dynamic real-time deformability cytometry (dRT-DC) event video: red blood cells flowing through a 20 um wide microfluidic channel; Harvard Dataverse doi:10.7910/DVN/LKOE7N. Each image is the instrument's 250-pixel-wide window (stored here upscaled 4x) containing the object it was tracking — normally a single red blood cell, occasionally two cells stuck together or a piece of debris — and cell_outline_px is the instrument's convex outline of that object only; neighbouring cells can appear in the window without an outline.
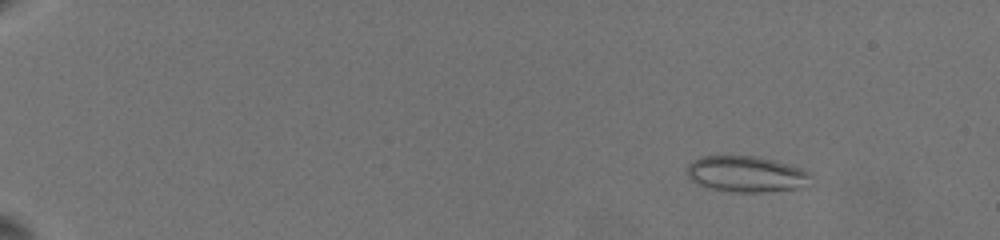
{"species": "common noctule bat (a hibernating species)", "species_latin": "Nyctalus noctula", "temperature_condition": "warm", "stored_images_in_passage": 42, "camera_frame_rate_fps": 3000, "um_per_image_px": 0.085, "animal": {"sex": "female", "body_mass_g": 19.5, "forearm_length_mm": 54.1}, "frame": {"image": 1, "passage_image": 4, "time_ms": 1.667, "image_size_px": [1000, 240], "cell_outline_px": [[812, 172], [796, 188], [760, 192], [732, 192], [708, 188], [696, 184], [684, 172], [688, 164], [692, 160], [700, 156], [752, 156], [772, 160], [788, 164]], "centroid_in_image_um": [63.27, 14.78], "position_along_channel_um": 21.7, "area_um2": 25.61}}
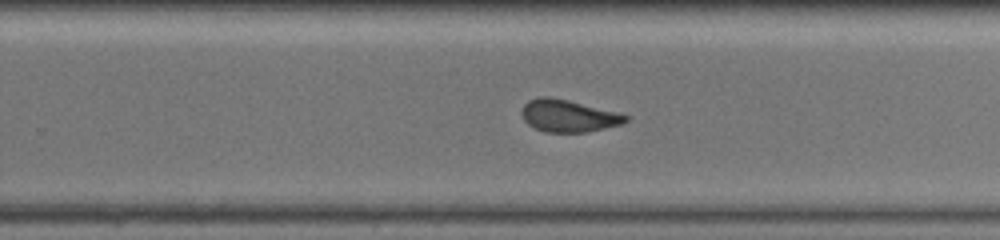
{"frame": {"image": 2, "passage_image": 27, "time_ms": 13.333, "image_size_px": [1000, 240], "cell_outline_px": [[628, 120], [620, 124], [588, 132], [544, 132], [528, 124], [524, 120], [520, 112], [524, 104], [528, 100], [540, 96], [548, 96], [568, 100], [616, 112], [628, 116]], "centroid_in_image_um": [48.26, 9.84], "position_along_channel_um": 281.5, "area_um2": 19.36}}
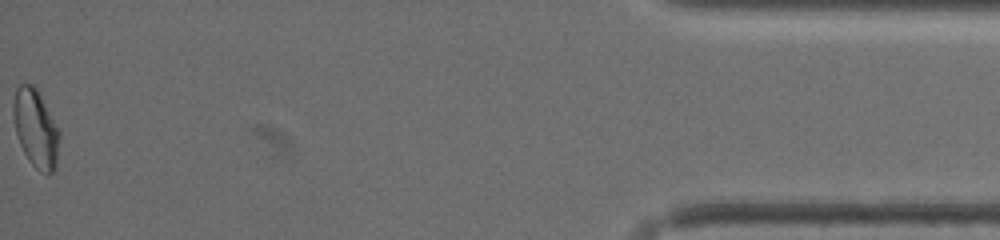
{"frame": {"image": 3, "passage_image": 42, "time_ms": 19.667, "image_size_px": [1000, 240], "cell_outline_px": [[60, 136], [56, 168], [48, 176], [40, 172], [28, 160], [20, 144], [16, 132], [12, 116], [12, 104], [16, 88], [20, 84], [32, 84], [36, 88], [60, 132]], "centroid_in_image_um": [3.03, 10.95], "position_along_channel_um": 432.2, "area_um2": 21.04}, "authors_computed_cell_mechanics": {"area_um2": 20.3745, "velocity_mm_per_s": 3.5813, "shape_relaxation_time_tau1_ms": null, "shape_relaxation_time_tau2_ms": 1.118, "deformation_change_tau1": null, "deformation_change_tau2": 0.0674}}